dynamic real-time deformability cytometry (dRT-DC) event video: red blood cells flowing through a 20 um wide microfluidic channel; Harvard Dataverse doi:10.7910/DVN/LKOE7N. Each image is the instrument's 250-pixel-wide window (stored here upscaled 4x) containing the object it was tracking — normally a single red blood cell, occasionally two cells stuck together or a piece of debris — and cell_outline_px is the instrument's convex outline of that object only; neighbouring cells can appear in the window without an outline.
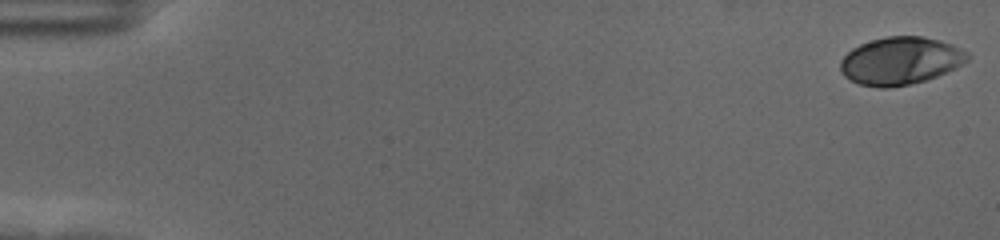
{"species": "human", "species_latin": "Homo sapiens", "temperature_condition": "cold", "stored_images_in_passage": 58, "camera_frame_rate_fps": 3000, "um_per_image_px": 0.085, "donor": {"sex": "female"}, "frame": {"image": 1, "passage_image": 1, "time_ms": 0.0, "image_size_px": [1000, 240], "cell_outline_px": [[972, 56], [968, 60], [956, 68], [936, 76], [924, 80], [908, 84], [888, 88], [880, 88], [860, 84], [844, 76], [840, 72], [840, 60], [852, 48], [860, 44], [872, 40], [888, 36], [920, 36], [940, 40], [952, 44], [968, 52]], "centroid_in_image_um": [76.54, 5.16], "position_along_channel_um": 8.5, "area_um2": 35.26}}
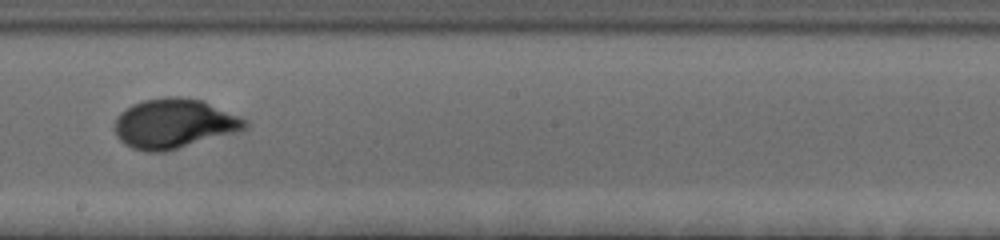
{"frame": {"image": 2, "passage_image": 34, "time_ms": 11.0, "image_size_px": [1000, 240], "cell_outline_px": [[248, 124], [244, 128], [236, 132], [164, 152], [144, 152], [132, 148], [124, 144], [116, 136], [116, 116], [120, 112], [132, 104], [144, 100], [164, 96], [180, 96], [204, 100], [248, 120]], "centroid_in_image_um": [14.78, 10.49], "position_along_channel_um": 233.4, "area_um2": 37.8}}
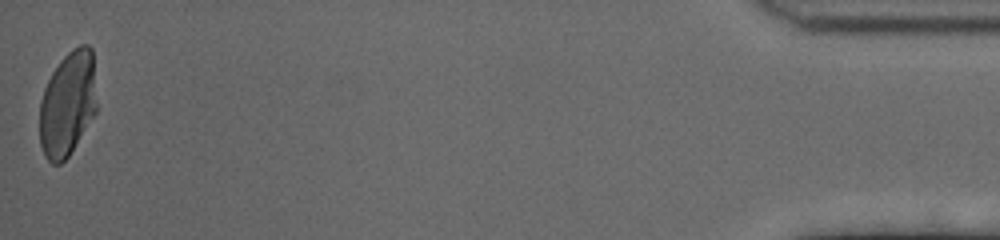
{"frame": {"image": 3, "passage_image": 58, "time_ms": 19.0, "image_size_px": [1000, 240], "cell_outline_px": [[96, 112], [68, 156], [60, 164], [52, 164], [44, 156], [40, 144], [40, 100], [44, 88], [52, 72], [60, 60], [72, 48], [80, 44], [88, 44], [92, 48], [96, 104]], "centroid_in_image_um": [5.74, 8.81], "position_along_channel_um": 429.5, "area_um2": 34.85}, "authors_computed_cell_mechanics": {"area_um2": 35.3736, "velocity_mm_per_s": 3.5117, "shape_relaxation_time_tau1_ms": 3.7456, "shape_relaxation_time_tau2_ms": null, "deformation_change_tau1": 0.1829, "deformation_change_tau2": null}}